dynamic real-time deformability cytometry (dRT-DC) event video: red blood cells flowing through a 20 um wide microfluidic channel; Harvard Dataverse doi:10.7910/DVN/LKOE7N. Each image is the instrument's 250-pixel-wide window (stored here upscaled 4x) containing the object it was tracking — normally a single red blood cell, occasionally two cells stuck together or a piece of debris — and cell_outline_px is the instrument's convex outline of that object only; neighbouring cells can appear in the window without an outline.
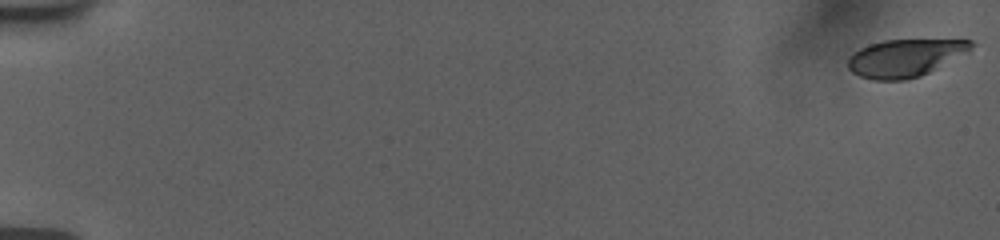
{"species": "human", "species_latin": "Homo sapiens", "temperature_condition": "room temperature", "stored_images_in_passage": 57, "camera_frame_rate_fps": 3000, "um_per_image_px": 0.085, "donor": {"sex": "female"}, "frame": {"image": 1, "passage_image": 1, "time_ms": 0.0, "image_size_px": [1000, 240], "cell_outline_px": [[976, 44], [968, 52], [920, 76], [904, 80], [872, 80], [860, 76], [852, 72], [848, 68], [848, 56], [860, 48], [868, 44], [884, 40], [972, 40]], "centroid_in_image_um": [76.91, 4.92], "position_along_channel_um": 8.1, "area_um2": 26.88}}
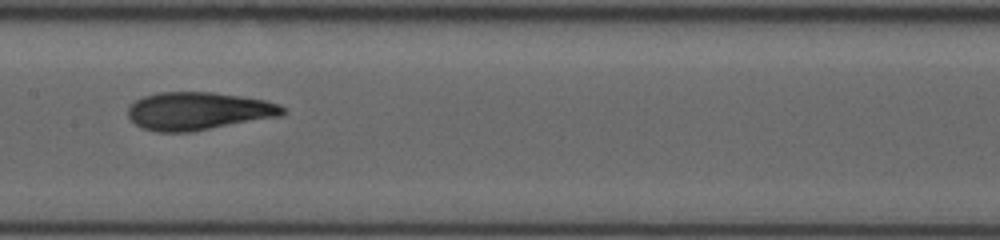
{"frame": {"image": 2, "passage_image": 31, "time_ms": 10.0, "image_size_px": [1000, 240], "cell_outline_px": [[288, 112], [280, 116], [192, 132], [156, 132], [144, 128], [136, 124], [128, 116], [128, 108], [136, 100], [144, 96], [156, 92], [212, 92], [240, 96], [264, 100], [280, 104]], "centroid_in_image_um": [16.88, 9.44], "position_along_channel_um": 190.5, "area_um2": 34.16}}
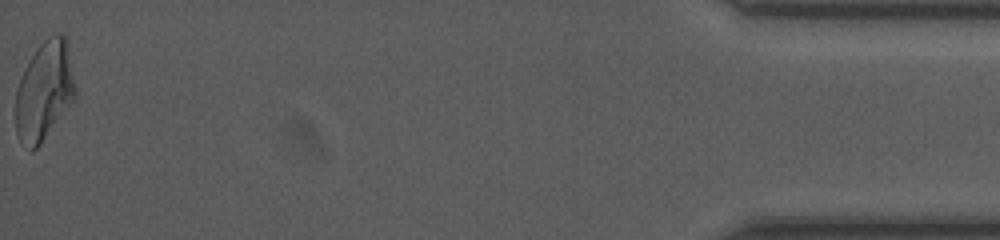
{"frame": {"image": 3, "passage_image": 57, "time_ms": 18.667, "image_size_px": [1000, 240], "cell_outline_px": [[76, 96], [40, 144], [32, 152], [16, 136], [16, 92], [24, 68], [36, 48], [48, 36], [56, 32], [60, 32], [68, 40], [76, 88]], "centroid_in_image_um": [3.78, 7.67], "position_along_channel_um": 431.4, "area_um2": 34.45}, "authors_computed_cell_mechanics": {"area_um2": 33.2928, "velocity_mm_per_s": 3.7547, "shape_relaxation_time_tau1_ms": 7.5336, "shape_relaxation_time_tau2_ms": 1.2591, "deformation_change_tau1": 0.2098, "deformation_change_tau2": 0.0855}}